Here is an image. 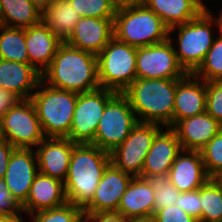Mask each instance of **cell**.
I'll list each match as a JSON object with an SVG mask.
<instances>
[{
	"instance_id": "cell-1",
	"label": "cell",
	"mask_w": 222,
	"mask_h": 222,
	"mask_svg": "<svg viewBox=\"0 0 222 222\" xmlns=\"http://www.w3.org/2000/svg\"><path fill=\"white\" fill-rule=\"evenodd\" d=\"M41 80L78 94L96 90L100 88L97 55L62 43Z\"/></svg>"
},
{
	"instance_id": "cell-2",
	"label": "cell",
	"mask_w": 222,
	"mask_h": 222,
	"mask_svg": "<svg viewBox=\"0 0 222 222\" xmlns=\"http://www.w3.org/2000/svg\"><path fill=\"white\" fill-rule=\"evenodd\" d=\"M110 163L109 152L93 144H75L64 181L67 202L83 209L92 200L102 175Z\"/></svg>"
},
{
	"instance_id": "cell-3",
	"label": "cell",
	"mask_w": 222,
	"mask_h": 222,
	"mask_svg": "<svg viewBox=\"0 0 222 222\" xmlns=\"http://www.w3.org/2000/svg\"><path fill=\"white\" fill-rule=\"evenodd\" d=\"M179 79L136 78L122 93L139 122L173 127L174 99Z\"/></svg>"
},
{
	"instance_id": "cell-4",
	"label": "cell",
	"mask_w": 222,
	"mask_h": 222,
	"mask_svg": "<svg viewBox=\"0 0 222 222\" xmlns=\"http://www.w3.org/2000/svg\"><path fill=\"white\" fill-rule=\"evenodd\" d=\"M114 37L130 46L145 47L166 41L169 27L144 3L118 5Z\"/></svg>"
},
{
	"instance_id": "cell-5",
	"label": "cell",
	"mask_w": 222,
	"mask_h": 222,
	"mask_svg": "<svg viewBox=\"0 0 222 222\" xmlns=\"http://www.w3.org/2000/svg\"><path fill=\"white\" fill-rule=\"evenodd\" d=\"M36 89L31 100L45 137L68 138L78 93L47 86L42 80Z\"/></svg>"
},
{
	"instance_id": "cell-6",
	"label": "cell",
	"mask_w": 222,
	"mask_h": 222,
	"mask_svg": "<svg viewBox=\"0 0 222 222\" xmlns=\"http://www.w3.org/2000/svg\"><path fill=\"white\" fill-rule=\"evenodd\" d=\"M214 23L213 16L205 5V10L197 18L169 28V34L178 29V49L174 47V51L186 73L193 74L199 68L213 45L211 27Z\"/></svg>"
},
{
	"instance_id": "cell-7",
	"label": "cell",
	"mask_w": 222,
	"mask_h": 222,
	"mask_svg": "<svg viewBox=\"0 0 222 222\" xmlns=\"http://www.w3.org/2000/svg\"><path fill=\"white\" fill-rule=\"evenodd\" d=\"M137 48L113 37L97 55L100 88L123 93L137 78Z\"/></svg>"
},
{
	"instance_id": "cell-8",
	"label": "cell",
	"mask_w": 222,
	"mask_h": 222,
	"mask_svg": "<svg viewBox=\"0 0 222 222\" xmlns=\"http://www.w3.org/2000/svg\"><path fill=\"white\" fill-rule=\"evenodd\" d=\"M129 100L117 93L107 104L95 133L93 145L111 153L138 123Z\"/></svg>"
},
{
	"instance_id": "cell-9",
	"label": "cell",
	"mask_w": 222,
	"mask_h": 222,
	"mask_svg": "<svg viewBox=\"0 0 222 222\" xmlns=\"http://www.w3.org/2000/svg\"><path fill=\"white\" fill-rule=\"evenodd\" d=\"M2 133L15 148H32L45 138L31 99H18L1 117Z\"/></svg>"
},
{
	"instance_id": "cell-10",
	"label": "cell",
	"mask_w": 222,
	"mask_h": 222,
	"mask_svg": "<svg viewBox=\"0 0 222 222\" xmlns=\"http://www.w3.org/2000/svg\"><path fill=\"white\" fill-rule=\"evenodd\" d=\"M117 93L98 88L77 95V102L68 138L75 144H93L95 133L106 104Z\"/></svg>"
},
{
	"instance_id": "cell-11",
	"label": "cell",
	"mask_w": 222,
	"mask_h": 222,
	"mask_svg": "<svg viewBox=\"0 0 222 222\" xmlns=\"http://www.w3.org/2000/svg\"><path fill=\"white\" fill-rule=\"evenodd\" d=\"M157 123L138 122L127 138L111 153V163L133 177H140L146 155L156 134L162 129Z\"/></svg>"
},
{
	"instance_id": "cell-12",
	"label": "cell",
	"mask_w": 222,
	"mask_h": 222,
	"mask_svg": "<svg viewBox=\"0 0 222 222\" xmlns=\"http://www.w3.org/2000/svg\"><path fill=\"white\" fill-rule=\"evenodd\" d=\"M137 48L136 73L140 79H180L187 73L177 60L173 38Z\"/></svg>"
},
{
	"instance_id": "cell-13",
	"label": "cell",
	"mask_w": 222,
	"mask_h": 222,
	"mask_svg": "<svg viewBox=\"0 0 222 222\" xmlns=\"http://www.w3.org/2000/svg\"><path fill=\"white\" fill-rule=\"evenodd\" d=\"M37 155L33 148H15L5 174V182L15 200L22 206L29 195L37 169Z\"/></svg>"
},
{
	"instance_id": "cell-14",
	"label": "cell",
	"mask_w": 222,
	"mask_h": 222,
	"mask_svg": "<svg viewBox=\"0 0 222 222\" xmlns=\"http://www.w3.org/2000/svg\"><path fill=\"white\" fill-rule=\"evenodd\" d=\"M132 178V175L110 163L102 175L92 200L83 208V212H117L121 197Z\"/></svg>"
},
{
	"instance_id": "cell-15",
	"label": "cell",
	"mask_w": 222,
	"mask_h": 222,
	"mask_svg": "<svg viewBox=\"0 0 222 222\" xmlns=\"http://www.w3.org/2000/svg\"><path fill=\"white\" fill-rule=\"evenodd\" d=\"M114 37V18L81 17L67 45L98 55Z\"/></svg>"
},
{
	"instance_id": "cell-16",
	"label": "cell",
	"mask_w": 222,
	"mask_h": 222,
	"mask_svg": "<svg viewBox=\"0 0 222 222\" xmlns=\"http://www.w3.org/2000/svg\"><path fill=\"white\" fill-rule=\"evenodd\" d=\"M74 145L69 138L45 137L35 150L39 172L64 182Z\"/></svg>"
},
{
	"instance_id": "cell-17",
	"label": "cell",
	"mask_w": 222,
	"mask_h": 222,
	"mask_svg": "<svg viewBox=\"0 0 222 222\" xmlns=\"http://www.w3.org/2000/svg\"><path fill=\"white\" fill-rule=\"evenodd\" d=\"M155 136L143 165L141 178H149L168 174L172 164L182 151L176 132L166 127Z\"/></svg>"
},
{
	"instance_id": "cell-18",
	"label": "cell",
	"mask_w": 222,
	"mask_h": 222,
	"mask_svg": "<svg viewBox=\"0 0 222 222\" xmlns=\"http://www.w3.org/2000/svg\"><path fill=\"white\" fill-rule=\"evenodd\" d=\"M187 73L179 79L176 87L173 111V126L179 121L206 111V82Z\"/></svg>"
},
{
	"instance_id": "cell-19",
	"label": "cell",
	"mask_w": 222,
	"mask_h": 222,
	"mask_svg": "<svg viewBox=\"0 0 222 222\" xmlns=\"http://www.w3.org/2000/svg\"><path fill=\"white\" fill-rule=\"evenodd\" d=\"M168 175L172 185L179 192L198 190L210 179L200 151L183 149L172 164Z\"/></svg>"
},
{
	"instance_id": "cell-20",
	"label": "cell",
	"mask_w": 222,
	"mask_h": 222,
	"mask_svg": "<svg viewBox=\"0 0 222 222\" xmlns=\"http://www.w3.org/2000/svg\"><path fill=\"white\" fill-rule=\"evenodd\" d=\"M25 41L29 64L40 74L49 67L63 43L43 21L25 28Z\"/></svg>"
},
{
	"instance_id": "cell-21",
	"label": "cell",
	"mask_w": 222,
	"mask_h": 222,
	"mask_svg": "<svg viewBox=\"0 0 222 222\" xmlns=\"http://www.w3.org/2000/svg\"><path fill=\"white\" fill-rule=\"evenodd\" d=\"M172 129L183 150L200 151L222 129V125L205 111L179 120Z\"/></svg>"
},
{
	"instance_id": "cell-22",
	"label": "cell",
	"mask_w": 222,
	"mask_h": 222,
	"mask_svg": "<svg viewBox=\"0 0 222 222\" xmlns=\"http://www.w3.org/2000/svg\"><path fill=\"white\" fill-rule=\"evenodd\" d=\"M67 203L64 182L38 172L31 185L26 202L22 205V212L27 215L37 211L56 208Z\"/></svg>"
},
{
	"instance_id": "cell-23",
	"label": "cell",
	"mask_w": 222,
	"mask_h": 222,
	"mask_svg": "<svg viewBox=\"0 0 222 222\" xmlns=\"http://www.w3.org/2000/svg\"><path fill=\"white\" fill-rule=\"evenodd\" d=\"M41 80V74L29 63L0 59V88L18 99H31Z\"/></svg>"
},
{
	"instance_id": "cell-24",
	"label": "cell",
	"mask_w": 222,
	"mask_h": 222,
	"mask_svg": "<svg viewBox=\"0 0 222 222\" xmlns=\"http://www.w3.org/2000/svg\"><path fill=\"white\" fill-rule=\"evenodd\" d=\"M154 193L147 179L133 177L121 197L117 212L128 219L153 215L155 212Z\"/></svg>"
},
{
	"instance_id": "cell-25",
	"label": "cell",
	"mask_w": 222,
	"mask_h": 222,
	"mask_svg": "<svg viewBox=\"0 0 222 222\" xmlns=\"http://www.w3.org/2000/svg\"><path fill=\"white\" fill-rule=\"evenodd\" d=\"M142 3L169 28L195 19L205 10L203 0H143Z\"/></svg>"
},
{
	"instance_id": "cell-26",
	"label": "cell",
	"mask_w": 222,
	"mask_h": 222,
	"mask_svg": "<svg viewBox=\"0 0 222 222\" xmlns=\"http://www.w3.org/2000/svg\"><path fill=\"white\" fill-rule=\"evenodd\" d=\"M81 16L69 0H55L42 13V21L65 43Z\"/></svg>"
},
{
	"instance_id": "cell-27",
	"label": "cell",
	"mask_w": 222,
	"mask_h": 222,
	"mask_svg": "<svg viewBox=\"0 0 222 222\" xmlns=\"http://www.w3.org/2000/svg\"><path fill=\"white\" fill-rule=\"evenodd\" d=\"M4 26L28 28L42 21V12L30 0H0Z\"/></svg>"
},
{
	"instance_id": "cell-28",
	"label": "cell",
	"mask_w": 222,
	"mask_h": 222,
	"mask_svg": "<svg viewBox=\"0 0 222 222\" xmlns=\"http://www.w3.org/2000/svg\"><path fill=\"white\" fill-rule=\"evenodd\" d=\"M0 59L29 63L25 28L0 26Z\"/></svg>"
},
{
	"instance_id": "cell-29",
	"label": "cell",
	"mask_w": 222,
	"mask_h": 222,
	"mask_svg": "<svg viewBox=\"0 0 222 222\" xmlns=\"http://www.w3.org/2000/svg\"><path fill=\"white\" fill-rule=\"evenodd\" d=\"M201 217L198 222H222V185L210 178L200 187Z\"/></svg>"
},
{
	"instance_id": "cell-30",
	"label": "cell",
	"mask_w": 222,
	"mask_h": 222,
	"mask_svg": "<svg viewBox=\"0 0 222 222\" xmlns=\"http://www.w3.org/2000/svg\"><path fill=\"white\" fill-rule=\"evenodd\" d=\"M205 82L222 80V36L214 38L213 45L207 52L202 64L193 73Z\"/></svg>"
},
{
	"instance_id": "cell-31",
	"label": "cell",
	"mask_w": 222,
	"mask_h": 222,
	"mask_svg": "<svg viewBox=\"0 0 222 222\" xmlns=\"http://www.w3.org/2000/svg\"><path fill=\"white\" fill-rule=\"evenodd\" d=\"M34 222H84L83 209L70 202L62 206L29 214Z\"/></svg>"
},
{
	"instance_id": "cell-32",
	"label": "cell",
	"mask_w": 222,
	"mask_h": 222,
	"mask_svg": "<svg viewBox=\"0 0 222 222\" xmlns=\"http://www.w3.org/2000/svg\"><path fill=\"white\" fill-rule=\"evenodd\" d=\"M81 17L114 18L118 4L114 0H69Z\"/></svg>"
},
{
	"instance_id": "cell-33",
	"label": "cell",
	"mask_w": 222,
	"mask_h": 222,
	"mask_svg": "<svg viewBox=\"0 0 222 222\" xmlns=\"http://www.w3.org/2000/svg\"><path fill=\"white\" fill-rule=\"evenodd\" d=\"M146 179L155 191V209H163L175 204L181 192L172 185L168 174Z\"/></svg>"
},
{
	"instance_id": "cell-34",
	"label": "cell",
	"mask_w": 222,
	"mask_h": 222,
	"mask_svg": "<svg viewBox=\"0 0 222 222\" xmlns=\"http://www.w3.org/2000/svg\"><path fill=\"white\" fill-rule=\"evenodd\" d=\"M207 175L215 178L222 172V129L200 150Z\"/></svg>"
},
{
	"instance_id": "cell-35",
	"label": "cell",
	"mask_w": 222,
	"mask_h": 222,
	"mask_svg": "<svg viewBox=\"0 0 222 222\" xmlns=\"http://www.w3.org/2000/svg\"><path fill=\"white\" fill-rule=\"evenodd\" d=\"M206 112L222 125V80L206 82Z\"/></svg>"
},
{
	"instance_id": "cell-36",
	"label": "cell",
	"mask_w": 222,
	"mask_h": 222,
	"mask_svg": "<svg viewBox=\"0 0 222 222\" xmlns=\"http://www.w3.org/2000/svg\"><path fill=\"white\" fill-rule=\"evenodd\" d=\"M175 205L199 221L201 217L200 188L181 192Z\"/></svg>"
},
{
	"instance_id": "cell-37",
	"label": "cell",
	"mask_w": 222,
	"mask_h": 222,
	"mask_svg": "<svg viewBox=\"0 0 222 222\" xmlns=\"http://www.w3.org/2000/svg\"><path fill=\"white\" fill-rule=\"evenodd\" d=\"M22 213V206L15 200L5 179H0V217H11Z\"/></svg>"
},
{
	"instance_id": "cell-38",
	"label": "cell",
	"mask_w": 222,
	"mask_h": 222,
	"mask_svg": "<svg viewBox=\"0 0 222 222\" xmlns=\"http://www.w3.org/2000/svg\"><path fill=\"white\" fill-rule=\"evenodd\" d=\"M153 216L156 222H198L184 210L176 206H168L163 209H155Z\"/></svg>"
},
{
	"instance_id": "cell-39",
	"label": "cell",
	"mask_w": 222,
	"mask_h": 222,
	"mask_svg": "<svg viewBox=\"0 0 222 222\" xmlns=\"http://www.w3.org/2000/svg\"><path fill=\"white\" fill-rule=\"evenodd\" d=\"M84 222H129V219L118 212H98L84 213Z\"/></svg>"
},
{
	"instance_id": "cell-40",
	"label": "cell",
	"mask_w": 222,
	"mask_h": 222,
	"mask_svg": "<svg viewBox=\"0 0 222 222\" xmlns=\"http://www.w3.org/2000/svg\"><path fill=\"white\" fill-rule=\"evenodd\" d=\"M13 147L7 140H0V179L5 177Z\"/></svg>"
},
{
	"instance_id": "cell-41",
	"label": "cell",
	"mask_w": 222,
	"mask_h": 222,
	"mask_svg": "<svg viewBox=\"0 0 222 222\" xmlns=\"http://www.w3.org/2000/svg\"><path fill=\"white\" fill-rule=\"evenodd\" d=\"M18 100L12 93L0 88V117H2Z\"/></svg>"
},
{
	"instance_id": "cell-42",
	"label": "cell",
	"mask_w": 222,
	"mask_h": 222,
	"mask_svg": "<svg viewBox=\"0 0 222 222\" xmlns=\"http://www.w3.org/2000/svg\"><path fill=\"white\" fill-rule=\"evenodd\" d=\"M33 5L38 8L42 13L49 7L55 0H30Z\"/></svg>"
},
{
	"instance_id": "cell-43",
	"label": "cell",
	"mask_w": 222,
	"mask_h": 222,
	"mask_svg": "<svg viewBox=\"0 0 222 222\" xmlns=\"http://www.w3.org/2000/svg\"><path fill=\"white\" fill-rule=\"evenodd\" d=\"M129 222H156V219L153 215L146 217H135L130 218Z\"/></svg>"
},
{
	"instance_id": "cell-44",
	"label": "cell",
	"mask_w": 222,
	"mask_h": 222,
	"mask_svg": "<svg viewBox=\"0 0 222 222\" xmlns=\"http://www.w3.org/2000/svg\"><path fill=\"white\" fill-rule=\"evenodd\" d=\"M22 213L11 217H0V222H22Z\"/></svg>"
},
{
	"instance_id": "cell-45",
	"label": "cell",
	"mask_w": 222,
	"mask_h": 222,
	"mask_svg": "<svg viewBox=\"0 0 222 222\" xmlns=\"http://www.w3.org/2000/svg\"><path fill=\"white\" fill-rule=\"evenodd\" d=\"M217 18V19H216ZM213 18L216 27L218 26L219 35L222 36V12L220 13L219 17Z\"/></svg>"
},
{
	"instance_id": "cell-46",
	"label": "cell",
	"mask_w": 222,
	"mask_h": 222,
	"mask_svg": "<svg viewBox=\"0 0 222 222\" xmlns=\"http://www.w3.org/2000/svg\"><path fill=\"white\" fill-rule=\"evenodd\" d=\"M118 5L140 3L143 0H114Z\"/></svg>"
},
{
	"instance_id": "cell-47",
	"label": "cell",
	"mask_w": 222,
	"mask_h": 222,
	"mask_svg": "<svg viewBox=\"0 0 222 222\" xmlns=\"http://www.w3.org/2000/svg\"><path fill=\"white\" fill-rule=\"evenodd\" d=\"M215 179L222 185V172H220Z\"/></svg>"
},
{
	"instance_id": "cell-48",
	"label": "cell",
	"mask_w": 222,
	"mask_h": 222,
	"mask_svg": "<svg viewBox=\"0 0 222 222\" xmlns=\"http://www.w3.org/2000/svg\"><path fill=\"white\" fill-rule=\"evenodd\" d=\"M4 139L3 133H2V124H1V117H0V140Z\"/></svg>"
},
{
	"instance_id": "cell-49",
	"label": "cell",
	"mask_w": 222,
	"mask_h": 222,
	"mask_svg": "<svg viewBox=\"0 0 222 222\" xmlns=\"http://www.w3.org/2000/svg\"><path fill=\"white\" fill-rule=\"evenodd\" d=\"M3 25V20H2V13H1V8H0V26Z\"/></svg>"
}]
</instances>
